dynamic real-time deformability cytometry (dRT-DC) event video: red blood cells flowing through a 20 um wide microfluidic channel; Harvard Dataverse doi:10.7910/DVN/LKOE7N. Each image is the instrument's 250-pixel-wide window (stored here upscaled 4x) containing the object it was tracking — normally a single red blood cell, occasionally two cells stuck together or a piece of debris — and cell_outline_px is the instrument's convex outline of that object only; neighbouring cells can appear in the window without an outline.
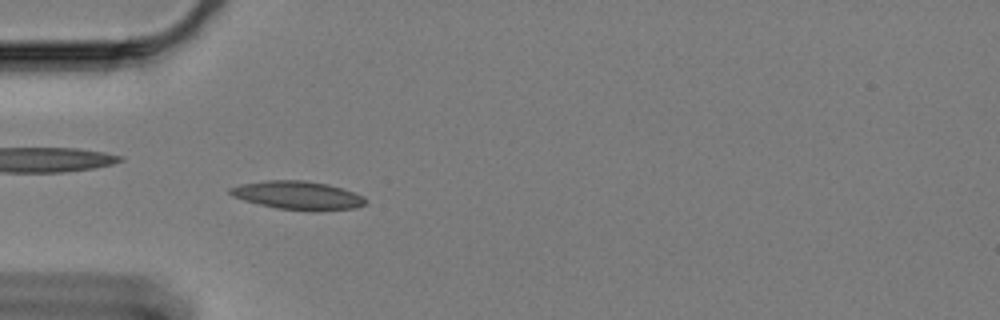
{"species": "Egyptian fruit bat (a non-hibernating species)", "species_latin": "Rousettus aegyptiacus", "temperature_condition": "cold", "stored_images_in_passage": 48, "camera_frame_rate_fps": 3000, "um_per_image_px": 0.085, "animal": {"sex": "female"}, "frame": {"image": 1, "passage_image": 10, "time_ms": 3.0, "image_size_px": [1000, 320], "cell_outline_px": [[368, 204], [356, 208], [320, 212], [312, 212], [276, 208], [244, 200], [232, 196], [228, 192], [228, 188], [240, 184], [268, 180], [304, 180], [328, 184], [364, 196], [368, 200]], "centroid_in_image_um": [25.36, 16.62], "position_along_channel_um": 59.6, "area_um2": 22.83}}
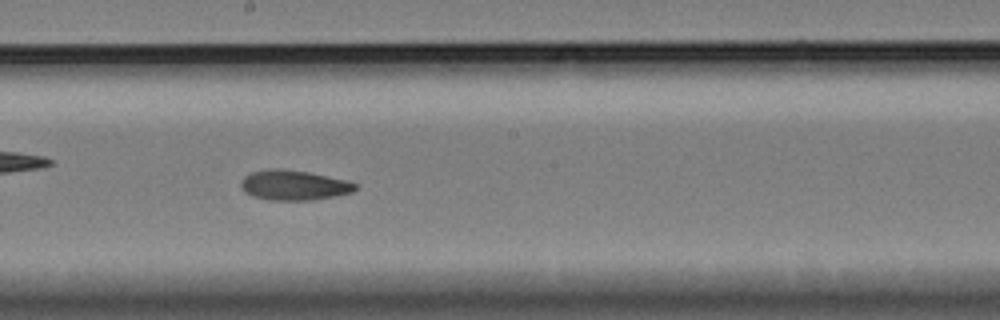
{"frame": {"image": 2, "passage_image": 25, "time_ms": 8.0, "image_size_px": [1000, 320], "cell_outline_px": [[356, 188], [352, 192], [336, 196], [312, 200], [268, 200], [252, 196], [240, 184], [244, 176], [252, 172], [276, 168], [280, 168], [308, 172], [348, 180], [356, 184]], "centroid_in_image_um": [25.01, 15.74], "position_along_channel_um": 223.2, "area_um2": 19.83}}
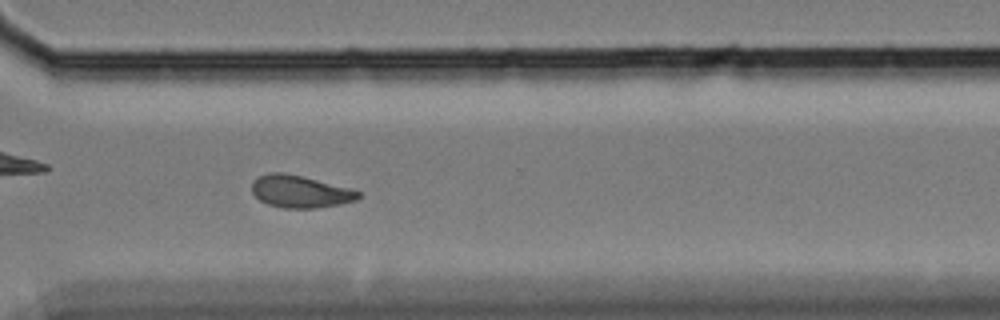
{"frame": {"image": 3, "passage_image": 36, "time_ms": 11.667, "image_size_px": [1000, 320], "cell_outline_px": [[360, 196], [356, 200], [340, 204], [316, 208], [284, 208], [268, 204], [260, 200], [252, 192], [252, 184], [260, 176], [268, 172], [284, 172], [348, 188], [360, 192]], "centroid_in_image_um": [25.49, 16.29], "position_along_channel_um": 345.1, "area_um2": 19.65}, "authors_computed_cell_mechanics": {"area_um2": 19.8832, "velocity_mm_per_s": 3.3334, "shape_relaxation_time_tau1_ms": null, "shape_relaxation_time_tau2_ms": 5.4382, "deformation_change_tau1": null, "deformation_change_tau2": 0.1094}}